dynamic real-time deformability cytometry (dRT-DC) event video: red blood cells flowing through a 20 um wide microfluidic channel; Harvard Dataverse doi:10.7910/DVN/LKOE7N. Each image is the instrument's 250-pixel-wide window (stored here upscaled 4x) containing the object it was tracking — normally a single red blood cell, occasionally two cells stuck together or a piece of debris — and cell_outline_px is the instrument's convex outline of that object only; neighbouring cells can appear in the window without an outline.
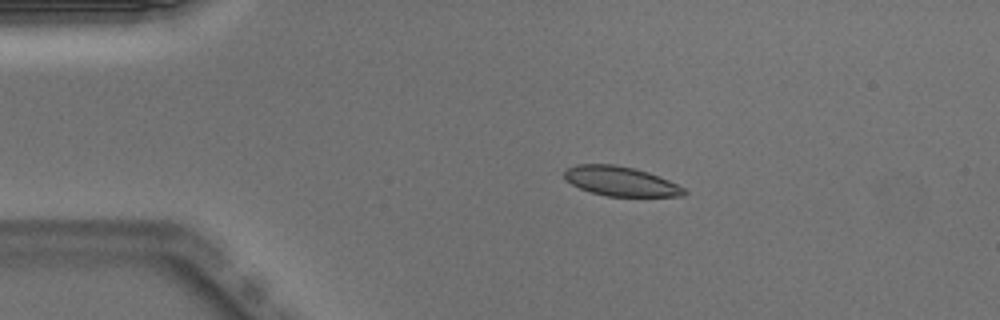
{"species": "Egyptian fruit bat (a non-hibernating species)", "species_latin": "Rousettus aegyptiacus", "temperature_condition": "warm", "stored_images_in_passage": 42, "camera_frame_rate_fps": 3000, "um_per_image_px": 0.085, "animal": {"sex": "male"}, "frame": {"image": 1, "passage_image": 1, "time_ms": 0.0, "image_size_px": [1000, 320], "cell_outline_px": [[688, 192], [684, 196], [608, 196], [592, 192], [580, 188], [564, 180], [564, 172], [568, 168], [576, 164], [616, 164], [636, 168], [648, 172], [668, 180], [684, 188]], "centroid_in_image_um": [52.75, 15.4], "position_along_channel_um": 32.3, "area_um2": 20.58}}
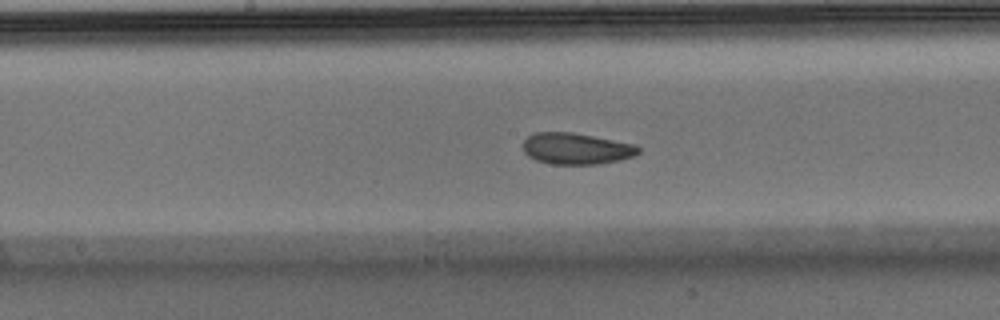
{"frame": {"image": 2, "passage_image": 17, "time_ms": 5.333, "image_size_px": [1000, 320], "cell_outline_px": [[640, 152], [636, 156], [620, 160], [596, 164], [552, 164], [536, 160], [528, 156], [524, 152], [524, 140], [528, 136], [536, 132], [572, 132], [636, 144], [640, 148]], "centroid_in_image_um": [49.01, 12.63], "position_along_channel_um": 199.2, "area_um2": 21.15}}
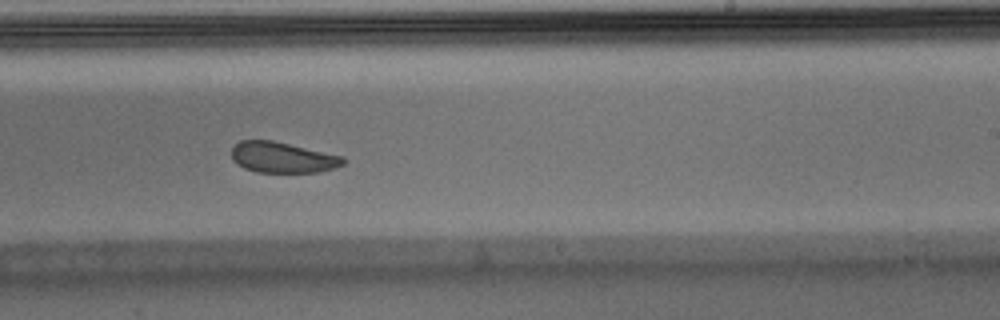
{"frame": {"image": 3, "passage_image": 22, "time_ms": 7.0, "image_size_px": [1000, 320], "cell_outline_px": [[348, 160], [344, 164], [320, 172], [256, 172], [244, 168], [236, 164], [232, 160], [232, 148], [240, 140], [272, 140], [344, 156]], "centroid_in_image_um": [24.02, 13.38], "position_along_channel_um": 265.0, "area_um2": 20.11}, "authors_computed_cell_mechanics": {"area_um2": 21.5305, "velocity_mm_per_s": 3.9558, "shape_relaxation_time_tau1_ms": 2.591, "shape_relaxation_time_tau2_ms": 4.0212, "deformation_change_tau1": 0.0895, "deformation_change_tau2": 0.0939}}